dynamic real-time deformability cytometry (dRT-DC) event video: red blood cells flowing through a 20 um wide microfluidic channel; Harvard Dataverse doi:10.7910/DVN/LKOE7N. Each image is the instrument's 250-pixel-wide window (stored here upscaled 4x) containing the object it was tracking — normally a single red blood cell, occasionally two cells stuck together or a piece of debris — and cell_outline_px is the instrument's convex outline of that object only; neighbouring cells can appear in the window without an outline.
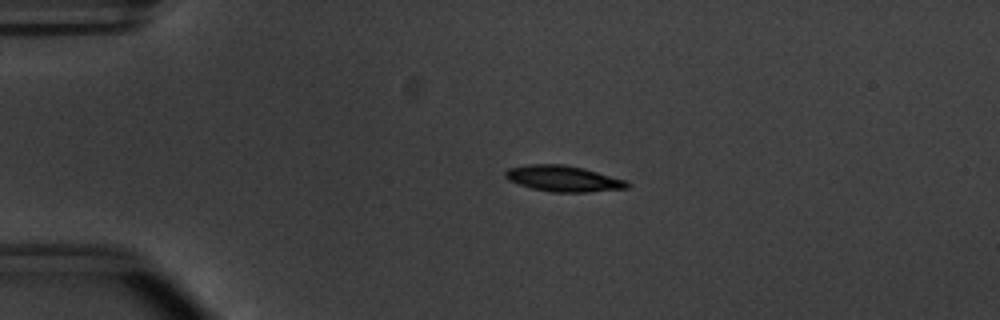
{"species": "common noctule bat (a hibernating species)", "species_latin": "Nyctalus noctula", "temperature_condition": "warm", "stored_images_in_passage": 53, "camera_frame_rate_fps": 3000, "um_per_image_px": 0.085, "animal": {"sex": "male", "body_mass_g": 20.1, "forearm_length_mm": 53.5}, "frame": {"image": 1, "passage_image": 12, "time_ms": 3.667, "image_size_px": [1000, 320], "cell_outline_px": [[632, 184], [628, 188], [584, 192], [552, 192], [532, 188], [508, 180], [504, 176], [504, 172], [508, 168], [528, 164], [564, 164], [584, 168], [628, 180]], "centroid_in_image_um": [47.91, 15.17], "position_along_channel_um": 37.1, "area_um2": 18.55}}
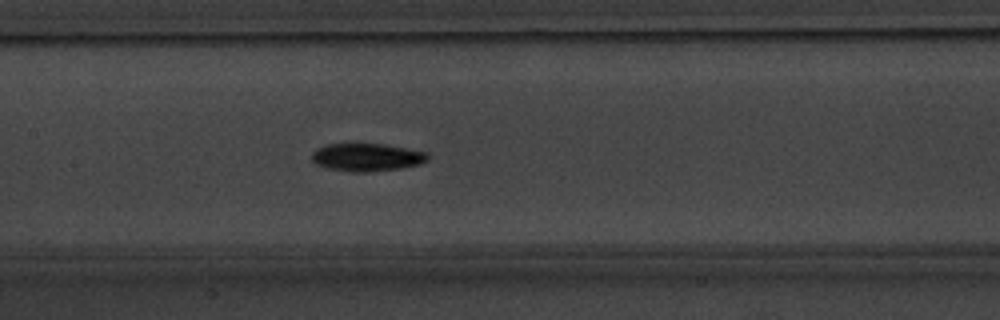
{"frame": {"image": 2, "passage_image": 26, "time_ms": 8.333, "image_size_px": [1000, 320], "cell_outline_px": [[428, 160], [420, 164], [400, 168], [368, 172], [352, 172], [328, 168], [316, 164], [312, 160], [312, 152], [316, 148], [328, 144], [352, 140], [384, 144], [428, 152]], "centroid_in_image_um": [31.14, 13.31], "position_along_channel_um": 176.3, "area_um2": 19.59}}
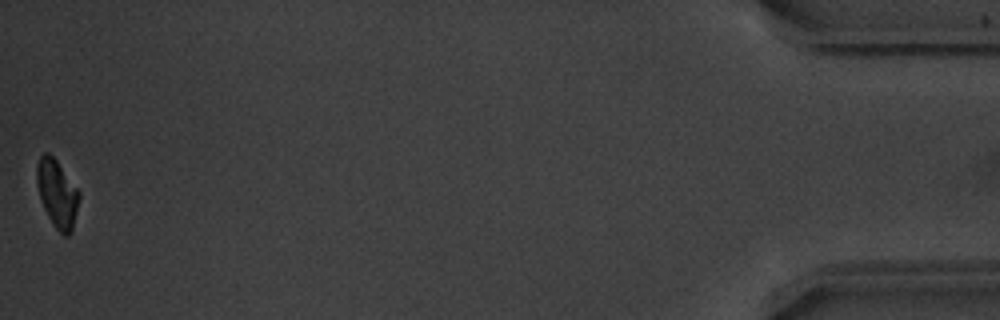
{"frame": {"image": 3, "passage_image": 53, "time_ms": 17.333, "image_size_px": [1000, 320], "cell_outline_px": [[80, 196], [72, 232], [68, 236], [64, 236], [52, 224], [44, 208], [40, 196], [36, 180], [36, 164], [40, 156], [44, 152], [48, 152], [56, 160], [80, 192]], "centroid_in_image_um": [4.86, 16.46], "position_along_channel_um": 430.3, "area_um2": 16.65}, "authors_computed_cell_mechanics": {"area_um2": 17.8024, "velocity_mm_per_s": 3.8211, "shape_relaxation_time_tau1_ms": 2.0413, "shape_relaxation_time_tau2_ms": null, "deformation_change_tau1": 0.1132, "deformation_change_tau2": null}}